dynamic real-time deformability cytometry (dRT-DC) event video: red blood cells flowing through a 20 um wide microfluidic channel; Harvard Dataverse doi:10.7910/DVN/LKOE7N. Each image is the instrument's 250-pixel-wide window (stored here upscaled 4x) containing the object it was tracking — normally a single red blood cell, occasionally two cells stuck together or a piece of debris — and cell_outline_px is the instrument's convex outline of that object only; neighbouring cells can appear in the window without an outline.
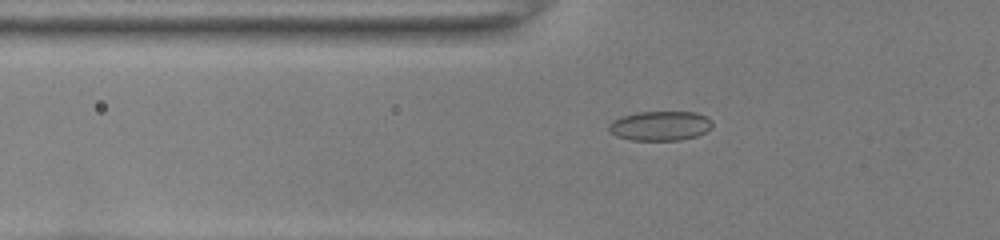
{"species": "common noctule bat (a hibernating species)", "species_latin": "Nyctalus noctula", "temperature_condition": "room temperature", "stored_images_in_passage": 34, "camera_frame_rate_fps": 3000, "um_per_image_px": 0.085, "animal": {"sex": "female", "body_mass_g": 22.0, "forearm_length_mm": 56.7}, "frame": {"image": 1, "passage_image": 2, "time_ms": 0.333, "image_size_px": [1000, 240], "cell_outline_px": [[712, 128], [696, 136], [680, 140], [632, 140], [616, 136], [608, 132], [608, 124], [612, 120], [620, 116], [636, 112], [696, 112], [712, 120]], "centroid_in_image_um": [56.07, 10.69], "position_along_channel_um": 69.7, "area_um2": 17.98}}
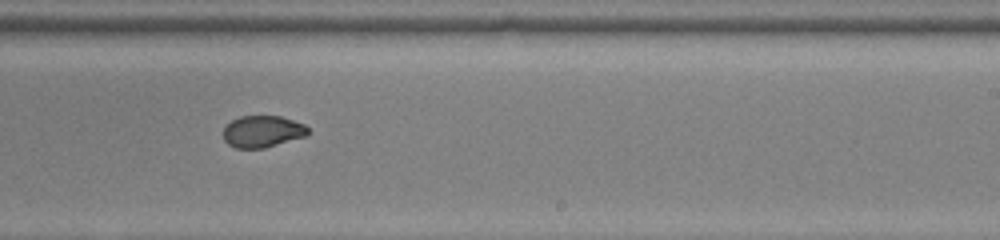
{"frame": {"image": 2, "passage_image": 17, "time_ms": 5.333, "image_size_px": [1000, 240], "cell_outline_px": [[308, 136], [264, 148], [236, 148], [228, 144], [224, 140], [224, 128], [232, 120], [240, 116], [280, 116], [304, 124], [308, 128]], "centroid_in_image_um": [22.33, 11.18], "position_along_channel_um": 266.7, "area_um2": 15.66}}
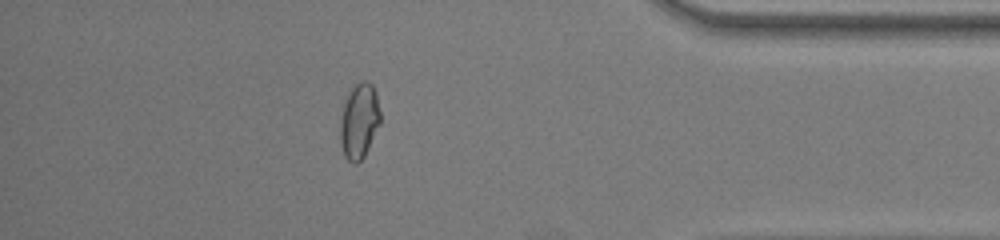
{"frame": {"image": 3, "passage_image": 29, "time_ms": 9.333, "image_size_px": [1000, 240], "cell_outline_px": [[380, 124], [364, 156], [356, 164], [348, 160], [344, 156], [340, 140], [340, 120], [344, 104], [348, 92], [360, 80], [364, 80], [372, 84], [376, 92], [380, 112]], "centroid_in_image_um": [30.53, 10.27], "position_along_channel_um": 404.7, "area_um2": 17.57}, "authors_computed_cell_mechanics": {"area_um2": 16.9643, "velocity_mm_per_s": 4.0233, "shape_relaxation_time_tau1_ms": null, "shape_relaxation_time_tau2_ms": 1.1264, "deformation_change_tau1": null, "deformation_change_tau2": 0.047}}